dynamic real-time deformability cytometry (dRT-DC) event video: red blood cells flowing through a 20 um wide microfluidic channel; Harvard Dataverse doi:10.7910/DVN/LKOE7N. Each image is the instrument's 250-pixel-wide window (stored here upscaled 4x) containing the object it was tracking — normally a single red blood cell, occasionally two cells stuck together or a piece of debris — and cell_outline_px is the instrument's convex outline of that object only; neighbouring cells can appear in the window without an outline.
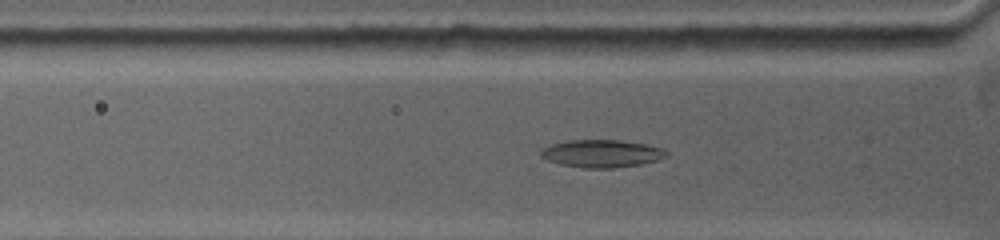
{"species": "common noctule bat (a hibernating species)", "species_latin": "Nyctalus noctula", "temperature_condition": "warm", "stored_images_in_passage": 60, "camera_frame_rate_fps": 5000, "um_per_image_px": 0.085, "animal": {"sex": "female", "body_mass_g": 19.0, "forearm_length_mm": 53.3}, "frame": {"image": 1, "passage_image": 13, "time_ms": 2.8, "image_size_px": [1000, 240], "cell_outline_px": [[668, 156], [656, 160], [640, 164], [612, 168], [584, 168], [560, 164], [548, 160], [540, 156], [540, 152], [544, 148], [552, 144], [568, 140], [616, 140], [644, 144], [660, 148]], "centroid_in_image_um": [51.09, 13.05], "position_along_channel_um": 74.7, "area_um2": 19.83}}
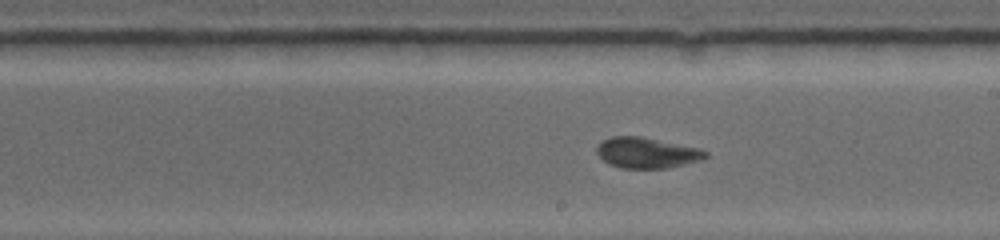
{"frame": {"image": 2, "passage_image": 32, "time_ms": 7.0, "image_size_px": [1000, 240], "cell_outline_px": [[708, 156], [696, 160], [664, 168], [620, 168], [608, 164], [596, 152], [596, 148], [604, 140], [612, 136], [640, 136], [696, 148], [708, 152]], "centroid_in_image_um": [54.9, 12.98], "position_along_channel_um": 234.1, "area_um2": 18.84}}
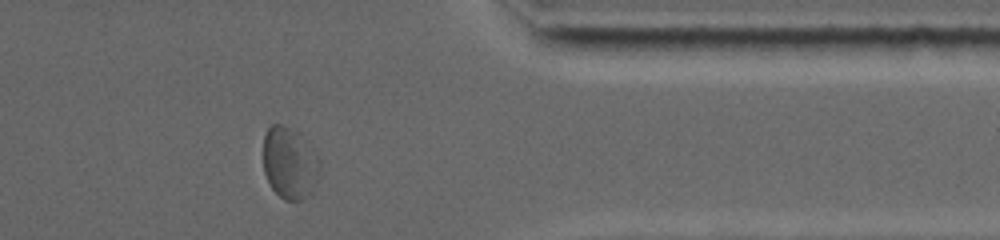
{"frame": {"image": 3, "passage_image": 51, "time_ms": 11.4, "image_size_px": [1000, 240], "cell_outline_px": [[320, 176], [312, 192], [300, 200], [284, 200], [272, 188], [264, 172], [264, 136], [268, 128], [272, 124], [280, 124], [296, 132], [320, 160]], "centroid_in_image_um": [24.62, 13.9], "position_along_channel_um": 386.8, "area_um2": 23.24}, "authors_computed_cell_mechanics": {"area_um2": 19.2474, "velocity_mm_per_s": 3.803, "shape_relaxation_time_tau1_ms": null, "shape_relaxation_time_tau2_ms": 2.5217, "deformation_change_tau1": null, "deformation_change_tau2": 0.0854}}